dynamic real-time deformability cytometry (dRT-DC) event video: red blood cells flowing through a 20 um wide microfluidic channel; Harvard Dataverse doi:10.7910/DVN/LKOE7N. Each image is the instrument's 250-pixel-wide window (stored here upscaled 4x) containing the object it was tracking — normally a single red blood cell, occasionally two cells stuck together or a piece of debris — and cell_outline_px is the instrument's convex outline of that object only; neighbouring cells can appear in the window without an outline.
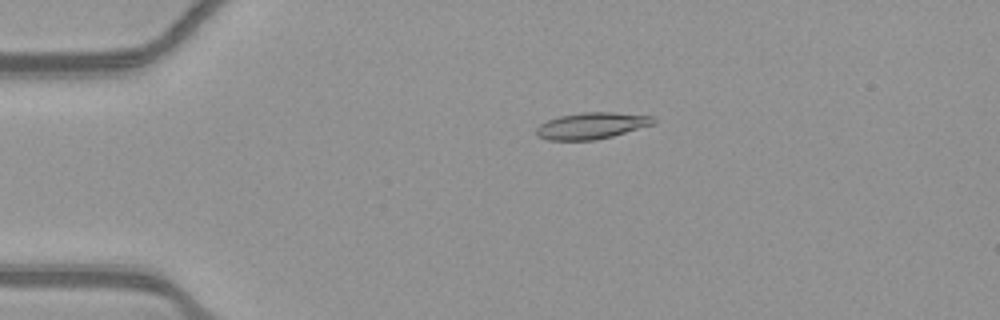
{"species": "common noctule bat (a hibernating species)", "species_latin": "Nyctalus noctula", "temperature_condition": "warm", "stored_images_in_passage": 49, "camera_frame_rate_fps": 3000, "um_per_image_px": 0.085, "animal": {"sex": "female", "body_mass_g": 21.9}, "frame": {"image": 1, "passage_image": 7, "time_ms": 2.0, "image_size_px": [1000, 320], "cell_outline_px": [[656, 124], [612, 136], [596, 140], [548, 140], [536, 136], [536, 128], [540, 124], [548, 120], [560, 116], [584, 112], [616, 112], [652, 116], [656, 120]], "centroid_in_image_um": [50.31, 10.69], "position_along_channel_um": 34.7, "area_um2": 18.15}}
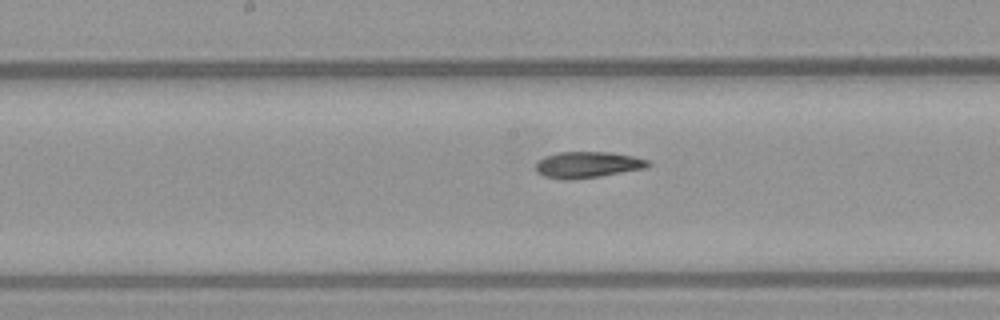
{"frame": {"image": 2, "passage_image": 23, "time_ms": 7.333, "image_size_px": [1000, 320], "cell_outline_px": [[652, 164], [648, 168], [600, 176], [572, 180], [564, 180], [544, 176], [536, 172], [536, 164], [544, 156], [560, 152], [608, 152], [632, 156], [648, 160]], "centroid_in_image_um": [49.96, 14.01], "position_along_channel_um": 198.2, "area_um2": 17.22}}
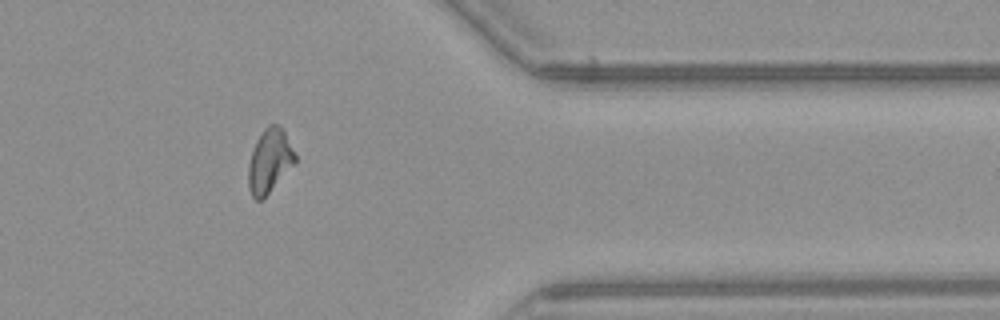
{"frame": {"image": 3, "passage_image": 39, "time_ms": 12.667, "image_size_px": [1000, 320], "cell_outline_px": [[296, 160], [264, 200], [256, 200], [252, 196], [248, 188], [248, 164], [256, 140], [264, 128], [268, 124], [276, 124], [284, 128], [296, 156]], "centroid_in_image_um": [22.9, 13.68], "position_along_channel_um": 388.5, "area_um2": 17.51}, "authors_computed_cell_mechanics": {"area_um2": 17.5134, "velocity_mm_per_s": 3.8969, "shape_relaxation_time_tau1_ms": null, "shape_relaxation_time_tau2_ms": 3.7568, "deformation_change_tau1": null, "deformation_change_tau2": 0.114}}